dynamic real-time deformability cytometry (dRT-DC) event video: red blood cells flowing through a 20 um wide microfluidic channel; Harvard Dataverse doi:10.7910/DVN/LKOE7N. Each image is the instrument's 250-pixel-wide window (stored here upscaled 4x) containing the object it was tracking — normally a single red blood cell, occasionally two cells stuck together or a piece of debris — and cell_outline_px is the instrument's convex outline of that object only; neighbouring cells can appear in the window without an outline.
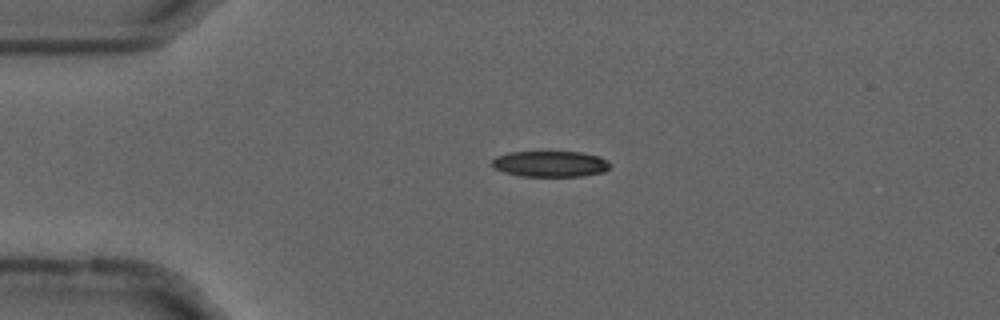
{"species": "common noctule bat (a hibernating species)", "species_latin": "Nyctalus noctula", "temperature_condition": "cold", "stored_images_in_passage": 34, "camera_frame_rate_fps": 3000, "um_per_image_px": 0.085, "animal": {"sex": "male", "forearm_length_mm": 52.5}, "frame": {"image": 1, "passage_image": 3, "time_ms": 0.667, "image_size_px": [1000, 320], "cell_outline_px": [[612, 164], [604, 172], [580, 176], [520, 176], [504, 172], [492, 168], [492, 160], [496, 156], [508, 152], [580, 152], [600, 156], [608, 160]], "centroid_in_image_um": [46.77, 13.93], "position_along_channel_um": 38.2, "area_um2": 17.98}}
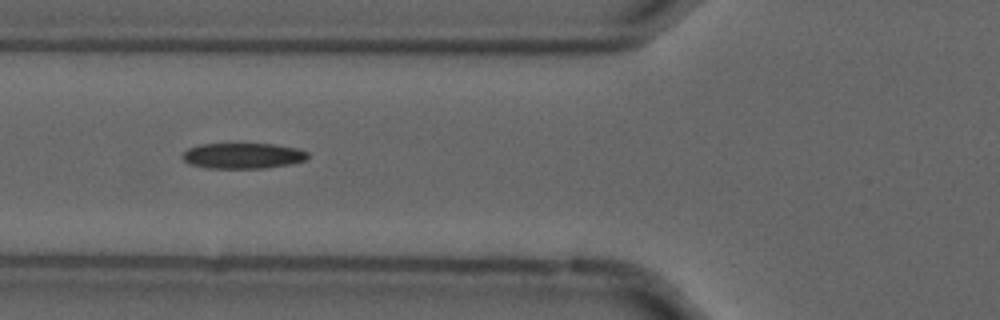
{"frame": {"image": 2, "passage_image": 11, "time_ms": 3.333, "image_size_px": [1000, 320], "cell_outline_px": [[308, 160], [292, 164], [264, 168], [204, 168], [188, 164], [184, 160], [184, 152], [188, 148], [200, 144], [272, 144], [296, 148], [308, 152]], "centroid_in_image_um": [20.66, 13.25], "position_along_channel_um": 105.1, "area_um2": 18.79}}
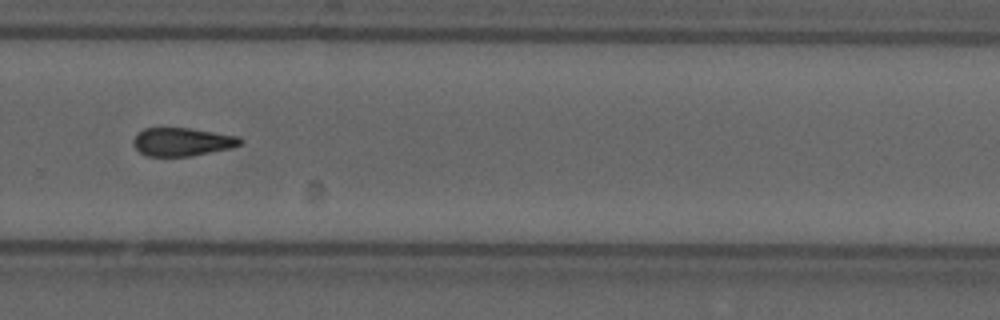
{"frame": {"image": 3, "passage_image": 28, "time_ms": 9.0, "image_size_px": [1000, 320], "cell_outline_px": [[244, 140], [240, 144], [232, 148], [188, 156], [148, 156], [140, 152], [132, 144], [132, 140], [136, 132], [144, 128], [192, 128], [240, 136]], "centroid_in_image_um": [15.48, 12.04], "position_along_channel_um": 314.3, "area_um2": 17.8}, "authors_computed_cell_mechanics": {"area_um2": 18.7561, "velocity_mm_per_s": 3.6914, "shape_relaxation_time_tau1_ms": null, "shape_relaxation_time_tau2_ms": 9.3433, "deformation_change_tau1": null, "deformation_change_tau2": 0.2174}}